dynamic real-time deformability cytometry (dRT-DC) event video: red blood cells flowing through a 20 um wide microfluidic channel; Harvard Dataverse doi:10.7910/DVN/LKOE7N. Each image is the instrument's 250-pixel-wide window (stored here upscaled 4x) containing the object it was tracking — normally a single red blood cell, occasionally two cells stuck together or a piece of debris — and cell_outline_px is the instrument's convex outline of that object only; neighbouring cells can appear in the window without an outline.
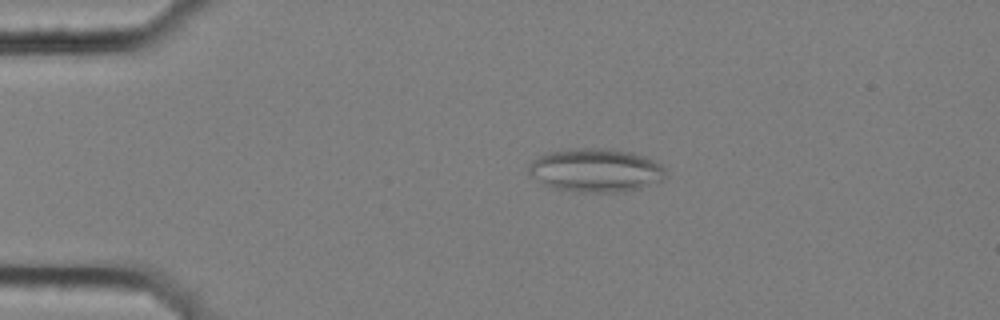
{"species": "common noctule bat (a hibernating species)", "species_latin": "Nyctalus noctula", "temperature_condition": "cold", "stored_images_in_passage": 7, "camera_frame_rate_fps": 3000, "um_per_image_px": 0.085, "animal": {"sex": "female", "body_mass_g": 25.1}, "frame": {"image": 1, "passage_image": 2, "time_ms": 0.333, "image_size_px": [1000, 320], "cell_outline_px": [[668, 176], [664, 180], [640, 188], [620, 192], [580, 192], [552, 188], [544, 184], [532, 176], [528, 172], [528, 164], [532, 160], [548, 152], [568, 148], [608, 148], [632, 152], [644, 156], [660, 164], [664, 168]], "centroid_in_image_um": [50.64, 14.47], "position_along_channel_um": 34.4, "area_um2": 35.03}}